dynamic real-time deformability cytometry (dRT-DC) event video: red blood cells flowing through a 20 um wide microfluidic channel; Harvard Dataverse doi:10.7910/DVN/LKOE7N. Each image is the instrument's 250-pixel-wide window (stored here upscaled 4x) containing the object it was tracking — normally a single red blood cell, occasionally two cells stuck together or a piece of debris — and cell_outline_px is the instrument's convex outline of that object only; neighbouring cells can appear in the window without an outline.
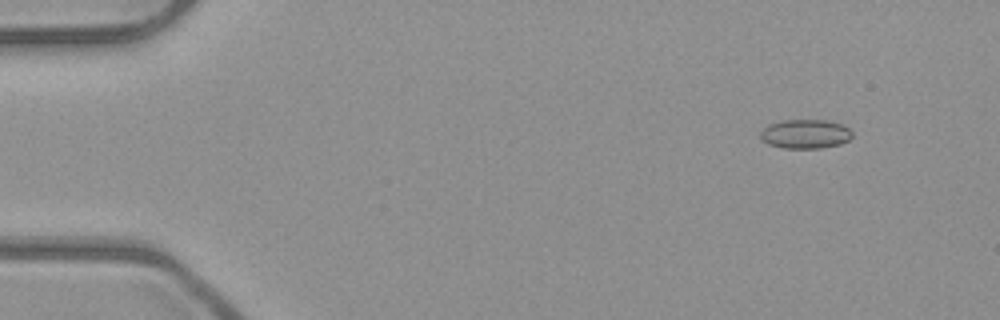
{"species": "common noctule bat (a hibernating species)", "species_latin": "Nyctalus noctula", "temperature_condition": "room temperature", "stored_images_in_passage": 53, "camera_frame_rate_fps": 3000, "um_per_image_px": 0.085, "animal": {"sex": "male", "body_mass_g": 23.1, "forearm_length_mm": 52.7}, "frame": {"image": 1, "passage_image": 6, "time_ms": 1.667, "image_size_px": [1000, 320], "cell_outline_px": [[852, 136], [848, 140], [840, 144], [820, 148], [784, 148], [768, 144], [760, 140], [760, 132], [768, 124], [780, 120], [824, 120], [840, 124], [848, 128], [852, 132]], "centroid_in_image_um": [68.41, 11.39], "position_along_channel_um": 16.6, "area_um2": 15.61}}
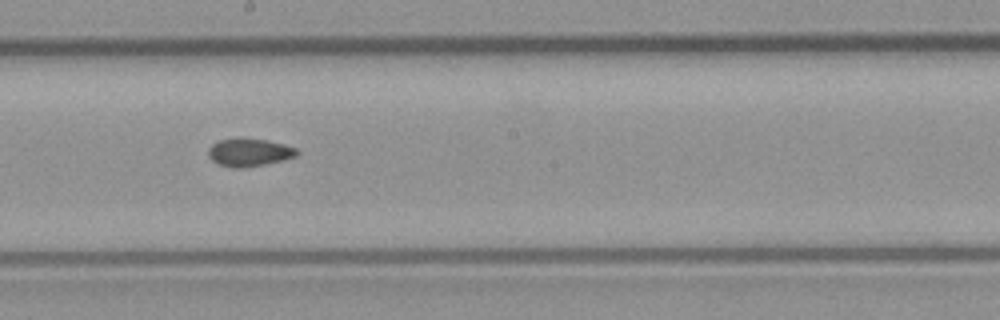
{"frame": {"image": 2, "passage_image": 30, "time_ms": 9.667, "image_size_px": [1000, 320], "cell_outline_px": [[300, 152], [296, 156], [284, 160], [244, 168], [232, 168], [216, 164], [208, 156], [208, 148], [212, 144], [220, 140], [236, 136], [240, 136], [268, 140], [284, 144], [296, 148]], "centroid_in_image_um": [21.16, 12.93], "position_along_channel_um": 227.0, "area_um2": 14.91}}
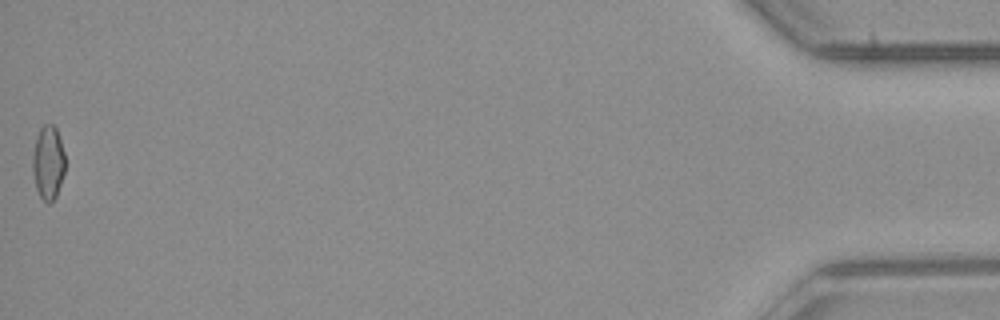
{"frame": {"image": 3, "passage_image": 53, "time_ms": 17.333, "image_size_px": [1000, 320], "cell_outline_px": [[64, 172], [56, 196], [48, 204], [40, 196], [36, 188], [32, 172], [32, 156], [36, 140], [40, 128], [44, 124], [52, 124], [56, 128], [64, 152]], "centroid_in_image_um": [4.08, 13.82], "position_along_channel_um": 431.1, "area_um2": 13.81}, "authors_computed_cell_mechanics": {"area_um2": 14.45, "velocity_mm_per_s": 3.9972, "shape_relaxation_time_tau1_ms": null, "shape_relaxation_time_tau2_ms": 4.3988, "deformation_change_tau1": null, "deformation_change_tau2": 0.0916}}